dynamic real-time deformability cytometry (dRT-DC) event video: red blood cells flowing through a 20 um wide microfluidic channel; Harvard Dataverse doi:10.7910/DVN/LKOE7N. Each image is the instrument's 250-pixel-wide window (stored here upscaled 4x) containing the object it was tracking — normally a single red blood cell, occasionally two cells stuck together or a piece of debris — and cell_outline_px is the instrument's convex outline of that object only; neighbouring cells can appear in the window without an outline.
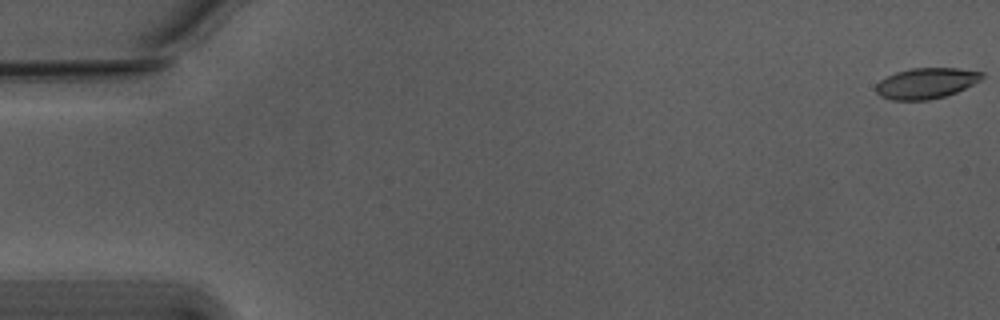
{"species": "Egyptian fruit bat (a non-hibernating species)", "species_latin": "Rousettus aegyptiacus", "temperature_condition": "warm", "stored_images_in_passage": 56, "camera_frame_rate_fps": 3000, "um_per_image_px": 0.085, "animal": {"sex": "male"}, "frame": {"image": 1, "passage_image": 1, "time_ms": 0.0, "image_size_px": [1000, 320], "cell_outline_px": [[984, 76], [980, 80], [956, 92], [944, 96], [928, 100], [892, 100], [880, 96], [876, 92], [876, 84], [880, 80], [896, 72], [912, 68], [960, 68], [984, 72]], "centroid_in_image_um": [78.72, 7.07], "position_along_channel_um": 6.3, "area_um2": 18.9}}
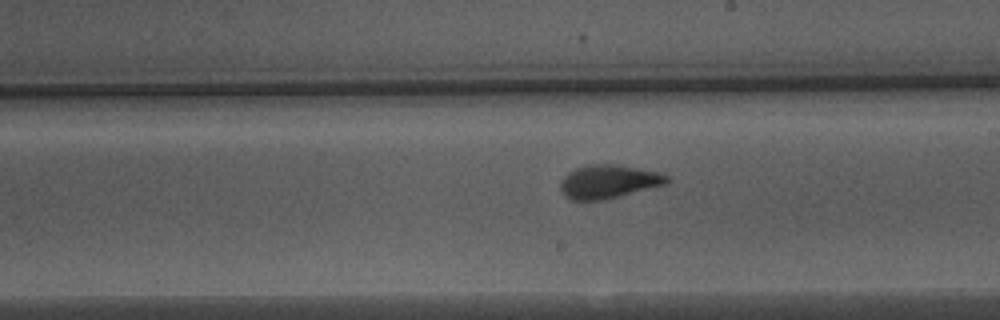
{"frame": {"image": 2, "passage_image": 32, "time_ms": 10.333, "image_size_px": [1000, 320], "cell_outline_px": [[672, 180], [668, 184], [604, 200], [568, 200], [564, 196], [560, 188], [560, 180], [568, 172], [576, 168], [588, 164], [616, 164], [660, 172], [668, 176]], "centroid_in_image_um": [51.74, 15.44], "position_along_channel_um": 237.3, "area_um2": 21.15}}
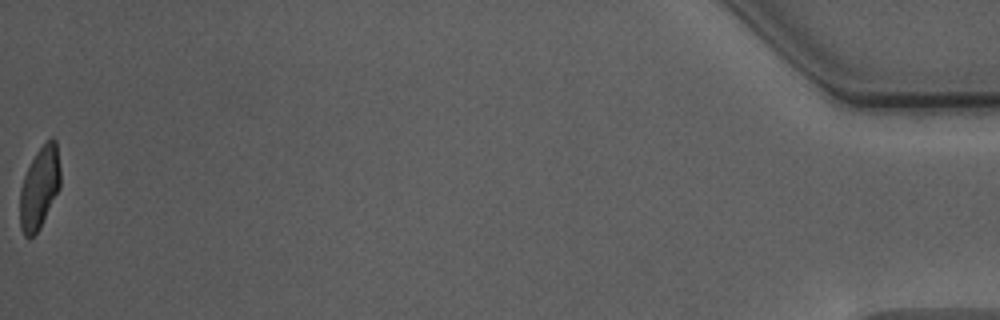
{"frame": {"image": 3, "passage_image": 56, "time_ms": 18.333, "image_size_px": [1000, 320], "cell_outline_px": [[60, 188], [40, 228], [28, 240], [24, 236], [20, 228], [20, 188], [24, 176], [36, 152], [52, 136], [56, 140], [60, 168]], "centroid_in_image_um": [3.36, 15.98], "position_along_channel_um": 431.8, "area_um2": 19.36}, "authors_computed_cell_mechanics": {"area_um2": 20.3745, "velocity_mm_per_s": 3.7495, "shape_relaxation_time_tau1_ms": 5.0978, "shape_relaxation_time_tau2_ms": 1.1552, "deformation_change_tau1": 0.2034, "deformation_change_tau2": 0.0688}}